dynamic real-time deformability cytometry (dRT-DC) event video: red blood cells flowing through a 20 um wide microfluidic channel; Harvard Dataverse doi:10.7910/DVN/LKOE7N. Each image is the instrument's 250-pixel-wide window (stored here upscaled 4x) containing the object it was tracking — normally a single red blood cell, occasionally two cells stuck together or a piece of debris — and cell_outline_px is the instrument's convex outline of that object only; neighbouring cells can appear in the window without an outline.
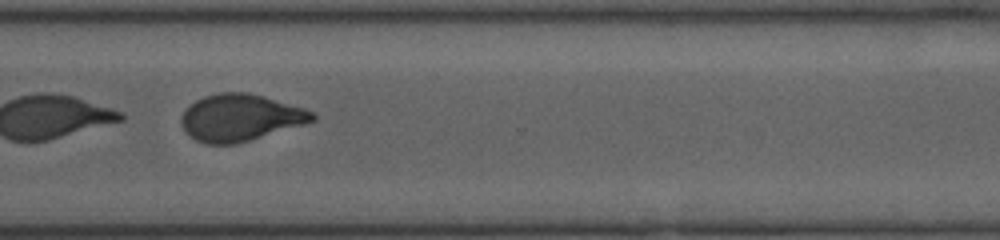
{"species": "human", "species_latin": "Homo sapiens", "temperature_condition": "cold", "stored_images_in_passage": 32, "camera_frame_rate_fps": 3000, "um_per_image_px": 0.085, "donor": {"sex": "female"}, "frame": {"image": 1, "passage_image": 23, "time_ms": 7.333, "image_size_px": [1000, 240], "cell_outline_px": [[316, 120], [304, 124], [236, 144], [208, 144], [196, 140], [184, 128], [180, 120], [184, 112], [196, 100], [204, 96], [220, 92], [248, 92], [264, 96], [304, 108], [312, 112], [316, 116]], "centroid_in_image_um": [20.45, 9.99], "position_along_channel_um": 350.2, "area_um2": 35.37}}